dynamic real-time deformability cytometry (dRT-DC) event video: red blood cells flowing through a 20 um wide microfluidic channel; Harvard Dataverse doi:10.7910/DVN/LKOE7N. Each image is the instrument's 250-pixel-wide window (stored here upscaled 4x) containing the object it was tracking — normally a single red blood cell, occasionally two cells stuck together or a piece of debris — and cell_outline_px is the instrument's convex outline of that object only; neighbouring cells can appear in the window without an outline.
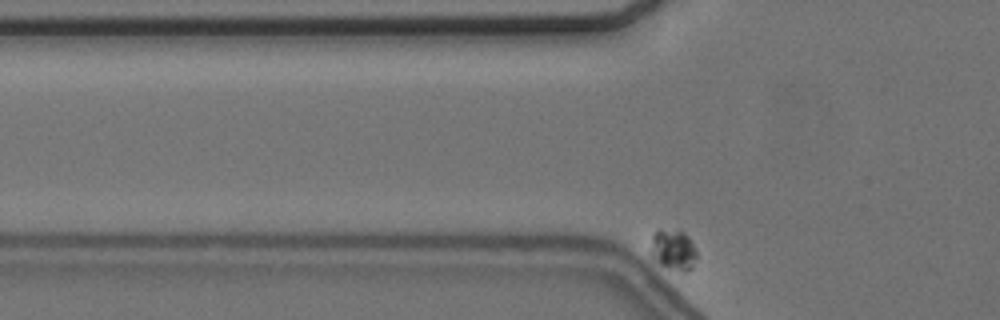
{"species": "common noctule bat (a hibernating species)", "species_latin": "Nyctalus noctula", "temperature_condition": "cold", "stored_images_in_passage": 4, "camera_frame_rate_fps": 3000, "um_per_image_px": 0.085, "animal": {"sex": "female", "body_mass_g": 24.6, "forearm_length_mm": 56.2}, "frame": {"image": 1, "passage_image": 2, "time_ms": 0.333, "image_size_px": [1000, 320], "cell_outline_px": [[696, 260], [692, 268], [688, 272], [680, 272], [668, 268], [660, 264], [652, 256], [652, 232], [660, 228], [684, 232], [692, 240], [696, 248]], "centroid_in_image_um": [57.26, 21.23], "position_along_channel_um": 68.5, "area_um2": 11.1}}